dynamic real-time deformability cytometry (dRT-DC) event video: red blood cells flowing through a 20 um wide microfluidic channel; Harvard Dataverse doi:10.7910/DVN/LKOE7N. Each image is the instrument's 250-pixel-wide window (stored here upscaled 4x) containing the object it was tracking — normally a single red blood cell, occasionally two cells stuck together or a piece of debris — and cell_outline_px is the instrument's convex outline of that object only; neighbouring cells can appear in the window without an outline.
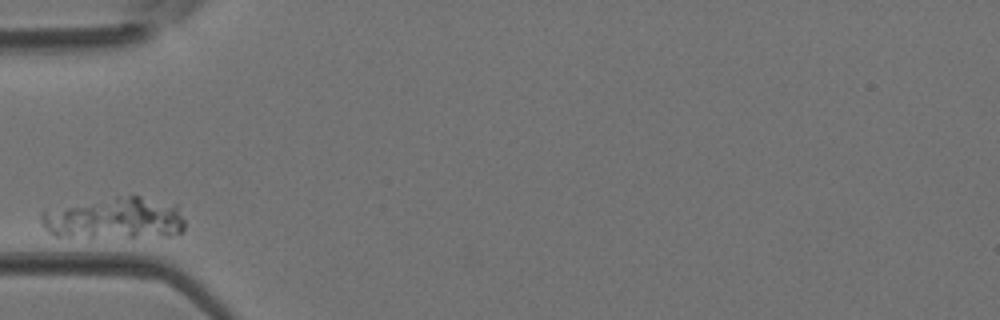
{"species": "Egyptian fruit bat (a non-hibernating species)", "species_latin": "Rousettus aegyptiacus", "temperature_condition": "room temperature", "stored_images_in_passage": 1, "camera_frame_rate_fps": 3000, "um_per_image_px": 0.085, "animal": {"sex": "female"}, "frame": {"image": 1, "passage_image": 1, "time_ms": 0.0, "image_size_px": [1000, 320], "cell_outline_px": [[184, 228], [180, 232], [168, 236], [92, 240], [88, 240], [52, 236], [44, 228], [40, 216], [40, 212], [116, 196], [140, 196], [180, 204], [184, 220]], "centroid_in_image_um": [9.79, 18.62], "position_along_channel_um": 75.2, "area_um2": 36.36}}